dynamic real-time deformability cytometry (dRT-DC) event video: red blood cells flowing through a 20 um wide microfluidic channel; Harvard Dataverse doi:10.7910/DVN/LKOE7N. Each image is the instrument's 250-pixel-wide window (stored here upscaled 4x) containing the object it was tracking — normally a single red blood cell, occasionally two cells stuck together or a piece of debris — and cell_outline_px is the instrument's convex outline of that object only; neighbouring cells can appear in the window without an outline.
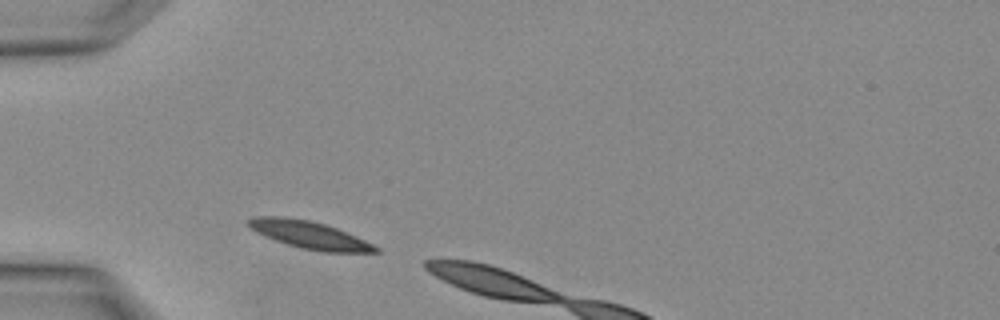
{"species": "Egyptian fruit bat (a non-hibernating species)", "species_latin": "Rousettus aegyptiacus", "temperature_condition": "warm", "stored_images_in_passage": 2, "camera_frame_rate_fps": 3000, "um_per_image_px": 0.085, "animal": {"sex": "female"}, "frame": {"image": 1, "passage_image": 1, "time_ms": 0.0, "image_size_px": [1000, 320], "cell_outline_px": [[380, 252], [324, 252], [304, 248], [288, 244], [276, 240], [256, 232], [248, 228], [248, 220], [252, 216], [280, 216], [312, 220], [336, 228], [356, 236], [380, 248]], "centroid_in_image_um": [26.28, 19.95], "position_along_channel_um": 58.7, "area_um2": 20.17}}